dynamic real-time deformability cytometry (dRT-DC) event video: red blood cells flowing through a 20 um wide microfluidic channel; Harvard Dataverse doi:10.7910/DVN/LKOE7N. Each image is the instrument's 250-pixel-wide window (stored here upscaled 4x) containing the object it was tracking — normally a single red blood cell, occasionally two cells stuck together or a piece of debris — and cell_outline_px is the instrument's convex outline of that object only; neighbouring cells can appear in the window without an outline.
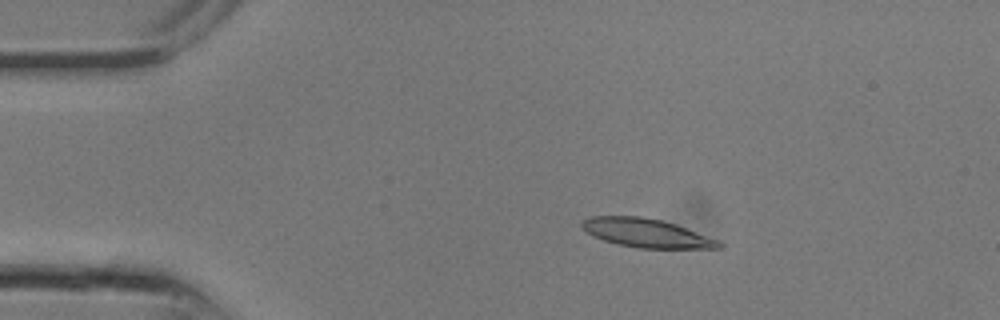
{"species": "common noctule bat (a hibernating species)", "species_latin": "Nyctalus noctula", "temperature_condition": "room temperature", "stored_images_in_passage": 7, "camera_frame_rate_fps": 3000, "um_per_image_px": 0.085, "animal": {"sex": "male", "body_mass_g": 13.3}, "frame": {"image": 1, "passage_image": 4, "time_ms": 1.0, "image_size_px": [1000, 320], "cell_outline_px": [[724, 244], [720, 248], [640, 248], [616, 244], [592, 236], [580, 228], [580, 224], [584, 220], [592, 216], [640, 216], [660, 220], [676, 224], [720, 240]], "centroid_in_image_um": [54.94, 19.81], "position_along_channel_um": 30.1, "area_um2": 23.0}}